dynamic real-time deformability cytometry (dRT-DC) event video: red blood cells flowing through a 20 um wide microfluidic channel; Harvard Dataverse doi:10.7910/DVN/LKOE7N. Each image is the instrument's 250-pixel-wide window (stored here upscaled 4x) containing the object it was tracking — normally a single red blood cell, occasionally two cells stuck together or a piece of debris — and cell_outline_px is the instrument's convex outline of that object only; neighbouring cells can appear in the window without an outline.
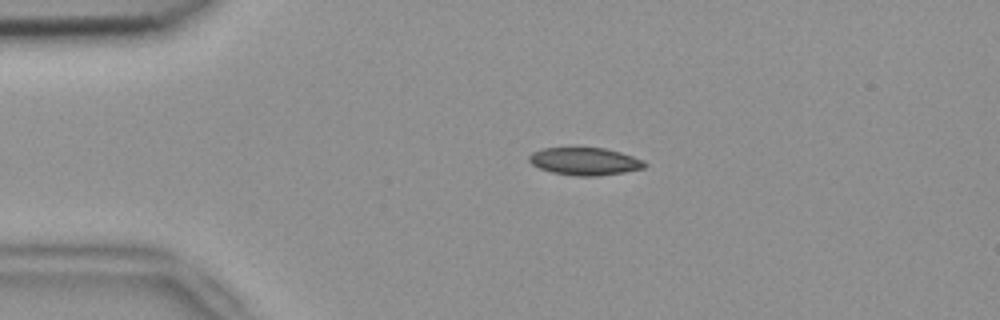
{"species": "common noctule bat (a hibernating species)", "species_latin": "Nyctalus noctula", "temperature_condition": "room temperature", "stored_images_in_passage": 53, "camera_frame_rate_fps": 3000, "um_per_image_px": 0.085, "animal": {"sex": "female", "body_mass_g": 18.4}, "frame": {"image": 1, "passage_image": 11, "time_ms": 3.333, "image_size_px": [1000, 320], "cell_outline_px": [[648, 164], [644, 168], [624, 172], [596, 176], [576, 176], [552, 172], [540, 168], [532, 164], [528, 160], [528, 156], [532, 152], [544, 148], [604, 148], [620, 152], [644, 160]], "centroid_in_image_um": [49.72, 13.72], "position_along_channel_um": 35.3, "area_um2": 18.5}}
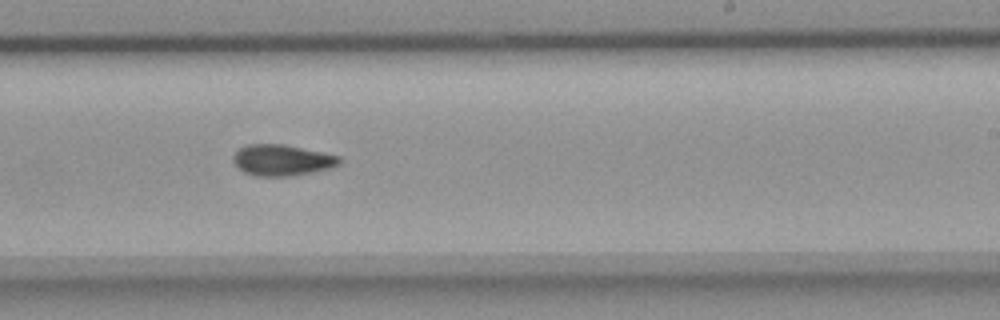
{"frame": {"image": 2, "passage_image": 32, "time_ms": 10.333, "image_size_px": [1000, 320], "cell_outline_px": [[340, 164], [328, 168], [312, 172], [292, 176], [256, 176], [244, 172], [232, 160], [232, 156], [240, 148], [248, 144], [284, 144], [340, 156]], "centroid_in_image_um": [23.95, 13.61], "position_along_channel_um": 265.0, "area_um2": 19.07}}
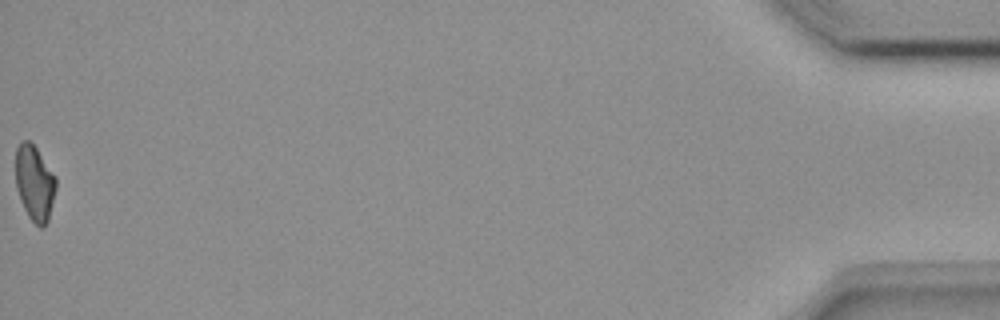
{"frame": {"image": 3, "passage_image": 53, "time_ms": 17.333, "image_size_px": [1000, 320], "cell_outline_px": [[56, 188], [48, 220], [40, 228], [28, 216], [20, 200], [16, 188], [16, 148], [20, 140], [28, 140], [36, 148], [56, 176]], "centroid_in_image_um": [2.93, 15.53], "position_along_channel_um": 432.3, "area_um2": 17.63}, "authors_computed_cell_mechanics": {"area_um2": 18.5538, "velocity_mm_per_s": 3.8191, "shape_relaxation_time_tau1_ms": 6.4614, "shape_relaxation_time_tau2_ms": 3.1334, "deformation_change_tau1": 0.1599, "deformation_change_tau2": 0.0707}}